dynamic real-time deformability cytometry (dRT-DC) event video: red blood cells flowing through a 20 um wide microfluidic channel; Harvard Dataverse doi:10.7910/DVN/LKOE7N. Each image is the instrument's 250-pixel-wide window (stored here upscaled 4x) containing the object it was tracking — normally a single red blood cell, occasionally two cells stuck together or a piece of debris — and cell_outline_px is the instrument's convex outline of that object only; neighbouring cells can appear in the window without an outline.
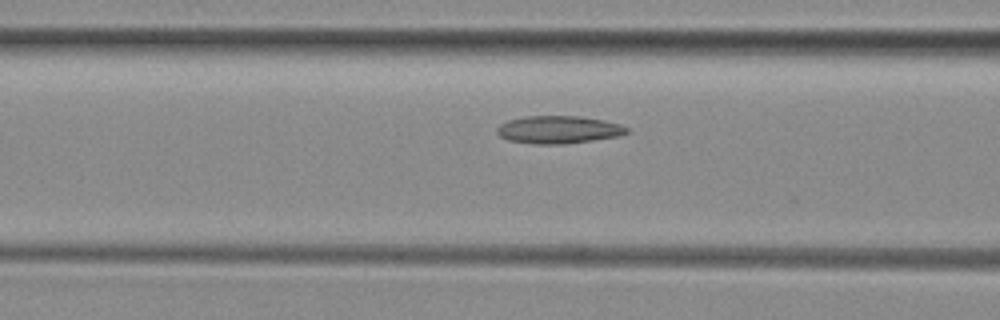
{"species": "common noctule bat (a hibernating species)", "species_latin": "Nyctalus noctula", "temperature_condition": "room temperature", "stored_images_in_passage": 8, "camera_frame_rate_fps": 3000, "um_per_image_px": 0.085, "animal": {"sex": "female", "body_mass_g": 29.2, "forearm_length_mm": 56.3}, "frame": {"image": 1, "passage_image": 6, "time_ms": 1.667, "image_size_px": [1000, 320], "cell_outline_px": [[628, 132], [620, 136], [564, 144], [536, 144], [508, 140], [500, 136], [496, 132], [496, 128], [500, 124], [508, 120], [524, 116], [580, 116], [604, 120], [620, 124], [628, 128]], "centroid_in_image_um": [47.46, 11.02], "position_along_channel_um": 119.1, "area_um2": 20.98}}